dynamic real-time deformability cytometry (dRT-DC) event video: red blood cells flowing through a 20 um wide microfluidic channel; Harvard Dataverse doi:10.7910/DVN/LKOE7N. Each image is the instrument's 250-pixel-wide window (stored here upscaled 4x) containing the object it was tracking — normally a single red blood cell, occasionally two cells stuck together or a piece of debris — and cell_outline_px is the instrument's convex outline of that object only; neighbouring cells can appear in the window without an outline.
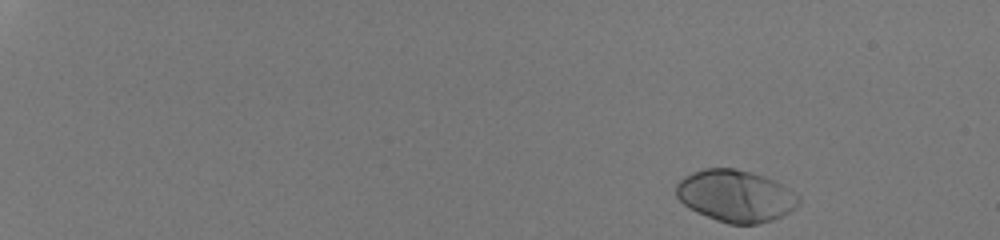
{"species": "human", "species_latin": "Homo sapiens", "temperature_condition": "room temperature", "stored_images_in_passage": 42, "camera_frame_rate_fps": 3000, "um_per_image_px": 0.085, "donor": {"sex": "male"}, "frame": {"image": 1, "passage_image": 1, "time_ms": 0.0, "image_size_px": [1000, 240], "cell_outline_px": [[800, 200], [796, 208], [772, 220], [756, 224], [728, 224], [716, 220], [696, 212], [688, 208], [676, 196], [676, 184], [684, 176], [692, 172], [704, 168], [736, 168], [764, 176], [776, 180], [800, 196]], "centroid_in_image_um": [62.52, 16.64], "position_along_channel_um": 22.5, "area_um2": 37.22}}
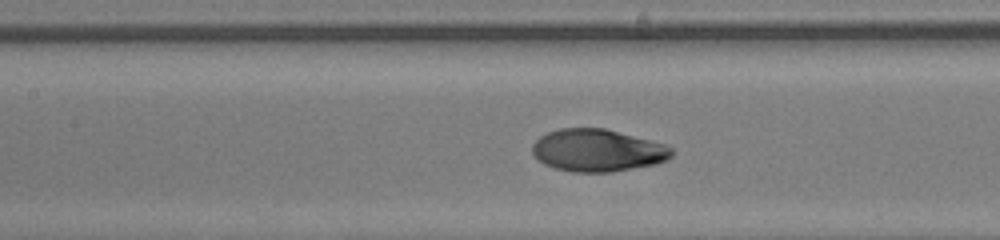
{"frame": {"image": 2, "passage_image": 24, "time_ms": 7.667, "image_size_px": [1000, 240], "cell_outline_px": [[672, 156], [656, 164], [612, 172], [572, 172], [556, 168], [544, 164], [532, 152], [532, 144], [540, 136], [548, 132], [560, 128], [604, 128], [664, 144], [672, 148]], "centroid_in_image_um": [50.77, 12.78], "position_along_channel_um": 156.6, "area_um2": 34.16}}
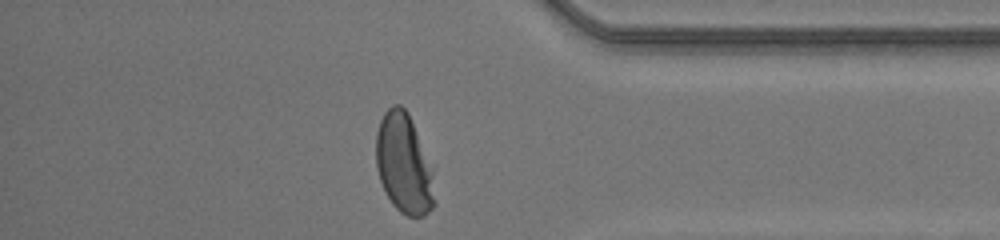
{"frame": {"image": 3, "passage_image": 42, "time_ms": 13.667, "image_size_px": [1000, 240], "cell_outline_px": [[436, 204], [424, 216], [408, 216], [400, 212], [392, 204], [384, 192], [376, 168], [376, 132], [380, 120], [384, 112], [392, 104], [400, 104], [408, 112], [432, 172]], "centroid_in_image_um": [34.3, 13.94], "position_along_channel_um": 400.9, "area_um2": 33.87}, "authors_computed_cell_mechanics": {"area_um2": 34.969, "velocity_mm_per_s": 4.202, "shape_relaxation_time_tau1_ms": 3.7119, "shape_relaxation_time_tau2_ms": null, "deformation_change_tau1": 0.2175, "deformation_change_tau2": null}}